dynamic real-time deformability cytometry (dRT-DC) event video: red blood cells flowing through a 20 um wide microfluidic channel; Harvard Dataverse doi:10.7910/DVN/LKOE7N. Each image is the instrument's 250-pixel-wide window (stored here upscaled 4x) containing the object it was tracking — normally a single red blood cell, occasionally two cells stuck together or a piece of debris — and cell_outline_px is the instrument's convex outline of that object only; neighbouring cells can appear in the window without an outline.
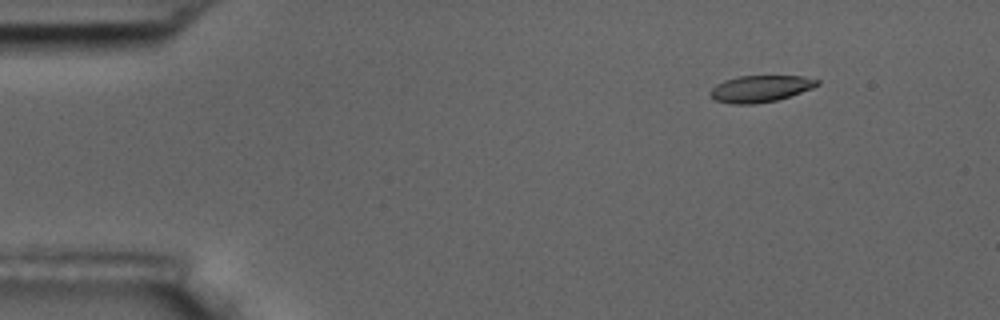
{"species": "common noctule bat (a hibernating species)", "species_latin": "Nyctalus noctula", "temperature_condition": "room temperature", "stored_images_in_passage": 5, "camera_frame_rate_fps": 3000, "um_per_image_px": 0.085, "animal": {"sex": "male", "body_mass_g": 17.5, "forearm_length_mm": 52.3}, "frame": {"image": 1, "passage_image": 2, "time_ms": 1.333, "image_size_px": [1000, 320], "cell_outline_px": [[820, 84], [812, 88], [776, 100], [756, 104], [732, 104], [716, 100], [708, 92], [716, 84], [724, 80], [740, 76], [804, 76], [820, 80]], "centroid_in_image_um": [64.63, 7.53], "position_along_channel_um": 20.4, "area_um2": 16.53}}
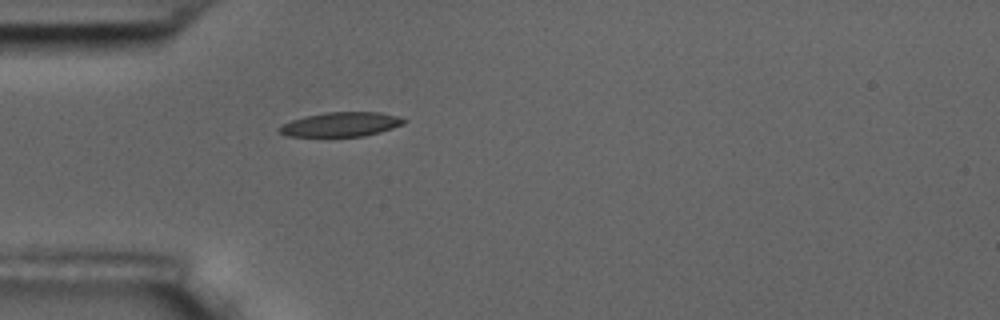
{"frame": {"image": 2, "passage_image": 5, "time_ms": 4.667, "image_size_px": [1000, 320], "cell_outline_px": [[408, 120], [404, 124], [380, 132], [364, 136], [288, 136], [276, 132], [276, 128], [280, 124], [304, 116], [324, 112], [380, 112], [396, 116]], "centroid_in_image_um": [28.92, 10.57], "position_along_channel_um": 56.1, "area_um2": 17.86}}